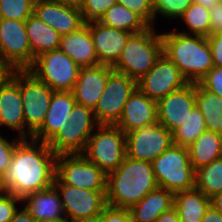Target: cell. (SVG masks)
Here are the masks:
<instances>
[{"instance_id": "83f0119b", "label": "cell", "mask_w": 222, "mask_h": 222, "mask_svg": "<svg viewBox=\"0 0 222 222\" xmlns=\"http://www.w3.org/2000/svg\"><path fill=\"white\" fill-rule=\"evenodd\" d=\"M194 170L222 157V134L205 130L188 148Z\"/></svg>"}, {"instance_id": "4316f807", "label": "cell", "mask_w": 222, "mask_h": 222, "mask_svg": "<svg viewBox=\"0 0 222 222\" xmlns=\"http://www.w3.org/2000/svg\"><path fill=\"white\" fill-rule=\"evenodd\" d=\"M210 205V198L196 188L174 193V208L180 222H201Z\"/></svg>"}, {"instance_id": "f35d334b", "label": "cell", "mask_w": 222, "mask_h": 222, "mask_svg": "<svg viewBox=\"0 0 222 222\" xmlns=\"http://www.w3.org/2000/svg\"><path fill=\"white\" fill-rule=\"evenodd\" d=\"M20 202L21 198L3 191L0 194V222H9L18 210L17 204Z\"/></svg>"}, {"instance_id": "3957f363", "label": "cell", "mask_w": 222, "mask_h": 222, "mask_svg": "<svg viewBox=\"0 0 222 222\" xmlns=\"http://www.w3.org/2000/svg\"><path fill=\"white\" fill-rule=\"evenodd\" d=\"M161 36L163 54L178 67L188 83H198L214 67L207 37L183 34L177 28Z\"/></svg>"}, {"instance_id": "ffe728a7", "label": "cell", "mask_w": 222, "mask_h": 222, "mask_svg": "<svg viewBox=\"0 0 222 222\" xmlns=\"http://www.w3.org/2000/svg\"><path fill=\"white\" fill-rule=\"evenodd\" d=\"M112 71V67L101 64L81 68L71 91L76 104L94 109Z\"/></svg>"}, {"instance_id": "f5cc1de1", "label": "cell", "mask_w": 222, "mask_h": 222, "mask_svg": "<svg viewBox=\"0 0 222 222\" xmlns=\"http://www.w3.org/2000/svg\"><path fill=\"white\" fill-rule=\"evenodd\" d=\"M36 222H67V221H53L49 219H43V220H36Z\"/></svg>"}, {"instance_id": "603a6c76", "label": "cell", "mask_w": 222, "mask_h": 222, "mask_svg": "<svg viewBox=\"0 0 222 222\" xmlns=\"http://www.w3.org/2000/svg\"><path fill=\"white\" fill-rule=\"evenodd\" d=\"M59 49L67 54L80 68L99 64L89 22L78 30L61 36Z\"/></svg>"}, {"instance_id": "484cf974", "label": "cell", "mask_w": 222, "mask_h": 222, "mask_svg": "<svg viewBox=\"0 0 222 222\" xmlns=\"http://www.w3.org/2000/svg\"><path fill=\"white\" fill-rule=\"evenodd\" d=\"M25 27L34 58L42 53L59 49L61 35L34 14L25 20Z\"/></svg>"}, {"instance_id": "d6986e66", "label": "cell", "mask_w": 222, "mask_h": 222, "mask_svg": "<svg viewBox=\"0 0 222 222\" xmlns=\"http://www.w3.org/2000/svg\"><path fill=\"white\" fill-rule=\"evenodd\" d=\"M156 123H158L156 101L150 99L137 88L129 96L115 126L122 129L126 134Z\"/></svg>"}, {"instance_id": "8d00e7d4", "label": "cell", "mask_w": 222, "mask_h": 222, "mask_svg": "<svg viewBox=\"0 0 222 222\" xmlns=\"http://www.w3.org/2000/svg\"><path fill=\"white\" fill-rule=\"evenodd\" d=\"M118 3L135 12L149 26H155L154 7L151 0H118Z\"/></svg>"}, {"instance_id": "44dd1931", "label": "cell", "mask_w": 222, "mask_h": 222, "mask_svg": "<svg viewBox=\"0 0 222 222\" xmlns=\"http://www.w3.org/2000/svg\"><path fill=\"white\" fill-rule=\"evenodd\" d=\"M75 104L71 91H53L45 120L31 139L48 143L61 128H67L69 114Z\"/></svg>"}, {"instance_id": "d590c367", "label": "cell", "mask_w": 222, "mask_h": 222, "mask_svg": "<svg viewBox=\"0 0 222 222\" xmlns=\"http://www.w3.org/2000/svg\"><path fill=\"white\" fill-rule=\"evenodd\" d=\"M117 3L118 0H84L80 7L84 22L99 21L104 13Z\"/></svg>"}, {"instance_id": "c3c4849f", "label": "cell", "mask_w": 222, "mask_h": 222, "mask_svg": "<svg viewBox=\"0 0 222 222\" xmlns=\"http://www.w3.org/2000/svg\"><path fill=\"white\" fill-rule=\"evenodd\" d=\"M211 206L222 214V192L210 198Z\"/></svg>"}, {"instance_id": "30bf717a", "label": "cell", "mask_w": 222, "mask_h": 222, "mask_svg": "<svg viewBox=\"0 0 222 222\" xmlns=\"http://www.w3.org/2000/svg\"><path fill=\"white\" fill-rule=\"evenodd\" d=\"M20 93L25 119V139H31L45 120L53 90L26 69L20 70Z\"/></svg>"}, {"instance_id": "ab89813d", "label": "cell", "mask_w": 222, "mask_h": 222, "mask_svg": "<svg viewBox=\"0 0 222 222\" xmlns=\"http://www.w3.org/2000/svg\"><path fill=\"white\" fill-rule=\"evenodd\" d=\"M199 83L206 90L222 98V67L214 66Z\"/></svg>"}, {"instance_id": "db71d44e", "label": "cell", "mask_w": 222, "mask_h": 222, "mask_svg": "<svg viewBox=\"0 0 222 222\" xmlns=\"http://www.w3.org/2000/svg\"><path fill=\"white\" fill-rule=\"evenodd\" d=\"M4 190L1 187V181H0V194L3 192Z\"/></svg>"}, {"instance_id": "4dcf8cb0", "label": "cell", "mask_w": 222, "mask_h": 222, "mask_svg": "<svg viewBox=\"0 0 222 222\" xmlns=\"http://www.w3.org/2000/svg\"><path fill=\"white\" fill-rule=\"evenodd\" d=\"M195 188L208 198L222 192V157L195 170Z\"/></svg>"}, {"instance_id": "681fc988", "label": "cell", "mask_w": 222, "mask_h": 222, "mask_svg": "<svg viewBox=\"0 0 222 222\" xmlns=\"http://www.w3.org/2000/svg\"><path fill=\"white\" fill-rule=\"evenodd\" d=\"M63 4H67L70 6L78 7L80 8L84 2V0H54Z\"/></svg>"}, {"instance_id": "f6af8a7d", "label": "cell", "mask_w": 222, "mask_h": 222, "mask_svg": "<svg viewBox=\"0 0 222 222\" xmlns=\"http://www.w3.org/2000/svg\"><path fill=\"white\" fill-rule=\"evenodd\" d=\"M9 222H36V220L24 209H18Z\"/></svg>"}, {"instance_id": "836d02e7", "label": "cell", "mask_w": 222, "mask_h": 222, "mask_svg": "<svg viewBox=\"0 0 222 222\" xmlns=\"http://www.w3.org/2000/svg\"><path fill=\"white\" fill-rule=\"evenodd\" d=\"M35 0H0V18L25 21L33 14Z\"/></svg>"}, {"instance_id": "277c9868", "label": "cell", "mask_w": 222, "mask_h": 222, "mask_svg": "<svg viewBox=\"0 0 222 222\" xmlns=\"http://www.w3.org/2000/svg\"><path fill=\"white\" fill-rule=\"evenodd\" d=\"M155 27L131 34L113 70L123 73L135 80L147 74L163 54L161 33Z\"/></svg>"}, {"instance_id": "4fadbf2b", "label": "cell", "mask_w": 222, "mask_h": 222, "mask_svg": "<svg viewBox=\"0 0 222 222\" xmlns=\"http://www.w3.org/2000/svg\"><path fill=\"white\" fill-rule=\"evenodd\" d=\"M59 192L67 222L99 216L107 206L106 190H87L53 184Z\"/></svg>"}, {"instance_id": "7a4b0ae2", "label": "cell", "mask_w": 222, "mask_h": 222, "mask_svg": "<svg viewBox=\"0 0 222 222\" xmlns=\"http://www.w3.org/2000/svg\"><path fill=\"white\" fill-rule=\"evenodd\" d=\"M157 188L152 164L126 156L116 170L107 174L106 202L130 209Z\"/></svg>"}, {"instance_id": "8992f818", "label": "cell", "mask_w": 222, "mask_h": 222, "mask_svg": "<svg viewBox=\"0 0 222 222\" xmlns=\"http://www.w3.org/2000/svg\"><path fill=\"white\" fill-rule=\"evenodd\" d=\"M82 154L106 174L116 170L126 157L125 132L115 125H99Z\"/></svg>"}, {"instance_id": "bcb514c9", "label": "cell", "mask_w": 222, "mask_h": 222, "mask_svg": "<svg viewBox=\"0 0 222 222\" xmlns=\"http://www.w3.org/2000/svg\"><path fill=\"white\" fill-rule=\"evenodd\" d=\"M201 222H222V214L210 205Z\"/></svg>"}, {"instance_id": "60d3db41", "label": "cell", "mask_w": 222, "mask_h": 222, "mask_svg": "<svg viewBox=\"0 0 222 222\" xmlns=\"http://www.w3.org/2000/svg\"><path fill=\"white\" fill-rule=\"evenodd\" d=\"M101 222H132L129 209L107 205L100 214Z\"/></svg>"}, {"instance_id": "74e56055", "label": "cell", "mask_w": 222, "mask_h": 222, "mask_svg": "<svg viewBox=\"0 0 222 222\" xmlns=\"http://www.w3.org/2000/svg\"><path fill=\"white\" fill-rule=\"evenodd\" d=\"M15 138L11 141L9 139L7 140L0 132V181L10 166L16 145L22 140V138L17 136Z\"/></svg>"}, {"instance_id": "816d5d0a", "label": "cell", "mask_w": 222, "mask_h": 222, "mask_svg": "<svg viewBox=\"0 0 222 222\" xmlns=\"http://www.w3.org/2000/svg\"><path fill=\"white\" fill-rule=\"evenodd\" d=\"M75 222H101L100 215L93 218L80 219Z\"/></svg>"}, {"instance_id": "e575fe53", "label": "cell", "mask_w": 222, "mask_h": 222, "mask_svg": "<svg viewBox=\"0 0 222 222\" xmlns=\"http://www.w3.org/2000/svg\"><path fill=\"white\" fill-rule=\"evenodd\" d=\"M154 7L155 21L159 14L170 21L179 19L193 0H151Z\"/></svg>"}, {"instance_id": "b9f144b4", "label": "cell", "mask_w": 222, "mask_h": 222, "mask_svg": "<svg viewBox=\"0 0 222 222\" xmlns=\"http://www.w3.org/2000/svg\"><path fill=\"white\" fill-rule=\"evenodd\" d=\"M213 57L214 66L222 67V31L207 37Z\"/></svg>"}, {"instance_id": "ac0fdd59", "label": "cell", "mask_w": 222, "mask_h": 222, "mask_svg": "<svg viewBox=\"0 0 222 222\" xmlns=\"http://www.w3.org/2000/svg\"><path fill=\"white\" fill-rule=\"evenodd\" d=\"M33 14L61 36L74 32L85 24L80 8L54 0H35Z\"/></svg>"}, {"instance_id": "52a82bcc", "label": "cell", "mask_w": 222, "mask_h": 222, "mask_svg": "<svg viewBox=\"0 0 222 222\" xmlns=\"http://www.w3.org/2000/svg\"><path fill=\"white\" fill-rule=\"evenodd\" d=\"M53 184H67L87 190H107V174L82 153L59 154Z\"/></svg>"}, {"instance_id": "f546056e", "label": "cell", "mask_w": 222, "mask_h": 222, "mask_svg": "<svg viewBox=\"0 0 222 222\" xmlns=\"http://www.w3.org/2000/svg\"><path fill=\"white\" fill-rule=\"evenodd\" d=\"M196 106L201 111L207 130L222 134V98L196 83Z\"/></svg>"}, {"instance_id": "9a60e30c", "label": "cell", "mask_w": 222, "mask_h": 222, "mask_svg": "<svg viewBox=\"0 0 222 222\" xmlns=\"http://www.w3.org/2000/svg\"><path fill=\"white\" fill-rule=\"evenodd\" d=\"M187 84L178 67L164 54L147 74L137 80V88L156 102Z\"/></svg>"}, {"instance_id": "9c48e42d", "label": "cell", "mask_w": 222, "mask_h": 222, "mask_svg": "<svg viewBox=\"0 0 222 222\" xmlns=\"http://www.w3.org/2000/svg\"><path fill=\"white\" fill-rule=\"evenodd\" d=\"M80 67L60 49L40 54L28 69L53 91H72Z\"/></svg>"}, {"instance_id": "7402d4cb", "label": "cell", "mask_w": 222, "mask_h": 222, "mask_svg": "<svg viewBox=\"0 0 222 222\" xmlns=\"http://www.w3.org/2000/svg\"><path fill=\"white\" fill-rule=\"evenodd\" d=\"M89 29L99 64L113 67L131 33L105 26L99 21L89 22Z\"/></svg>"}, {"instance_id": "ba28073f", "label": "cell", "mask_w": 222, "mask_h": 222, "mask_svg": "<svg viewBox=\"0 0 222 222\" xmlns=\"http://www.w3.org/2000/svg\"><path fill=\"white\" fill-rule=\"evenodd\" d=\"M67 128H61L47 143L56 154L82 153L93 131L99 126L92 108L75 104Z\"/></svg>"}, {"instance_id": "5bb4252c", "label": "cell", "mask_w": 222, "mask_h": 222, "mask_svg": "<svg viewBox=\"0 0 222 222\" xmlns=\"http://www.w3.org/2000/svg\"><path fill=\"white\" fill-rule=\"evenodd\" d=\"M126 156L152 162L173 145L172 133L156 123L125 134Z\"/></svg>"}, {"instance_id": "d4e9b609", "label": "cell", "mask_w": 222, "mask_h": 222, "mask_svg": "<svg viewBox=\"0 0 222 222\" xmlns=\"http://www.w3.org/2000/svg\"><path fill=\"white\" fill-rule=\"evenodd\" d=\"M172 207H174V193L157 188L132 206L129 211L132 222H154L163 212Z\"/></svg>"}, {"instance_id": "d6a6232c", "label": "cell", "mask_w": 222, "mask_h": 222, "mask_svg": "<svg viewBox=\"0 0 222 222\" xmlns=\"http://www.w3.org/2000/svg\"><path fill=\"white\" fill-rule=\"evenodd\" d=\"M183 20L187 30H182L180 33L190 35H200L208 37L210 35V13L209 9L203 5L197 4L194 1L184 11L179 20Z\"/></svg>"}, {"instance_id": "e0dca14e", "label": "cell", "mask_w": 222, "mask_h": 222, "mask_svg": "<svg viewBox=\"0 0 222 222\" xmlns=\"http://www.w3.org/2000/svg\"><path fill=\"white\" fill-rule=\"evenodd\" d=\"M0 126L17 132L25 139V119L20 93V70H13L10 77L0 86Z\"/></svg>"}, {"instance_id": "7dc6e473", "label": "cell", "mask_w": 222, "mask_h": 222, "mask_svg": "<svg viewBox=\"0 0 222 222\" xmlns=\"http://www.w3.org/2000/svg\"><path fill=\"white\" fill-rule=\"evenodd\" d=\"M12 69L0 59V86L10 77Z\"/></svg>"}, {"instance_id": "f907efd6", "label": "cell", "mask_w": 222, "mask_h": 222, "mask_svg": "<svg viewBox=\"0 0 222 222\" xmlns=\"http://www.w3.org/2000/svg\"><path fill=\"white\" fill-rule=\"evenodd\" d=\"M195 3L203 5L205 8L210 9L214 4L221 0H193Z\"/></svg>"}, {"instance_id": "ee69618b", "label": "cell", "mask_w": 222, "mask_h": 222, "mask_svg": "<svg viewBox=\"0 0 222 222\" xmlns=\"http://www.w3.org/2000/svg\"><path fill=\"white\" fill-rule=\"evenodd\" d=\"M154 222H180L177 210L172 207L170 210L163 212Z\"/></svg>"}, {"instance_id": "7bdbcfd3", "label": "cell", "mask_w": 222, "mask_h": 222, "mask_svg": "<svg viewBox=\"0 0 222 222\" xmlns=\"http://www.w3.org/2000/svg\"><path fill=\"white\" fill-rule=\"evenodd\" d=\"M210 34L222 31V0L210 9Z\"/></svg>"}, {"instance_id": "5b68a950", "label": "cell", "mask_w": 222, "mask_h": 222, "mask_svg": "<svg viewBox=\"0 0 222 222\" xmlns=\"http://www.w3.org/2000/svg\"><path fill=\"white\" fill-rule=\"evenodd\" d=\"M151 164L159 188L173 193L195 188V170L186 147L173 144Z\"/></svg>"}, {"instance_id": "2e32d148", "label": "cell", "mask_w": 222, "mask_h": 222, "mask_svg": "<svg viewBox=\"0 0 222 222\" xmlns=\"http://www.w3.org/2000/svg\"><path fill=\"white\" fill-rule=\"evenodd\" d=\"M156 103L158 123L172 133L183 124L192 108L196 106V83H188Z\"/></svg>"}, {"instance_id": "8fae6325", "label": "cell", "mask_w": 222, "mask_h": 222, "mask_svg": "<svg viewBox=\"0 0 222 222\" xmlns=\"http://www.w3.org/2000/svg\"><path fill=\"white\" fill-rule=\"evenodd\" d=\"M137 89V80L113 70L105 89L93 109L99 125H115L129 96Z\"/></svg>"}, {"instance_id": "f1b7e54d", "label": "cell", "mask_w": 222, "mask_h": 222, "mask_svg": "<svg viewBox=\"0 0 222 222\" xmlns=\"http://www.w3.org/2000/svg\"><path fill=\"white\" fill-rule=\"evenodd\" d=\"M99 22L131 34L142 32L149 27L139 15L119 3L112 5Z\"/></svg>"}, {"instance_id": "7c38bea8", "label": "cell", "mask_w": 222, "mask_h": 222, "mask_svg": "<svg viewBox=\"0 0 222 222\" xmlns=\"http://www.w3.org/2000/svg\"><path fill=\"white\" fill-rule=\"evenodd\" d=\"M0 59L12 70H26L33 65L35 58L25 21L0 18Z\"/></svg>"}, {"instance_id": "6da1fadb", "label": "cell", "mask_w": 222, "mask_h": 222, "mask_svg": "<svg viewBox=\"0 0 222 222\" xmlns=\"http://www.w3.org/2000/svg\"><path fill=\"white\" fill-rule=\"evenodd\" d=\"M56 156L47 143L22 139L16 145L10 166L1 180L2 189L22 199L51 187Z\"/></svg>"}, {"instance_id": "1f68e13d", "label": "cell", "mask_w": 222, "mask_h": 222, "mask_svg": "<svg viewBox=\"0 0 222 222\" xmlns=\"http://www.w3.org/2000/svg\"><path fill=\"white\" fill-rule=\"evenodd\" d=\"M205 130L204 117L195 106L183 124L172 132L173 144L188 148Z\"/></svg>"}, {"instance_id": "cb8c5ba5", "label": "cell", "mask_w": 222, "mask_h": 222, "mask_svg": "<svg viewBox=\"0 0 222 222\" xmlns=\"http://www.w3.org/2000/svg\"><path fill=\"white\" fill-rule=\"evenodd\" d=\"M21 202L25 205L24 209L35 220L66 221L61 198L54 185L42 191L28 194L21 199Z\"/></svg>"}]
</instances>
